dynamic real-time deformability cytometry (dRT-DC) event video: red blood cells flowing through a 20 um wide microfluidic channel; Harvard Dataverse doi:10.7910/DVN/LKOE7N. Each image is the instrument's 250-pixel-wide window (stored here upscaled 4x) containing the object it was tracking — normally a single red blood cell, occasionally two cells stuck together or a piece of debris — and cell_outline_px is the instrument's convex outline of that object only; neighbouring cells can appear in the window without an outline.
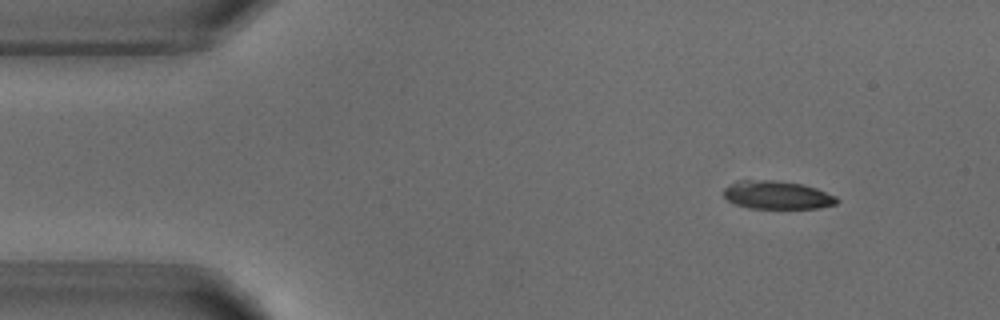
{"species": "common noctule bat (a hibernating species)", "species_latin": "Nyctalus noctula", "temperature_condition": "warm", "stored_images_in_passage": 3, "camera_frame_rate_fps": 3000, "um_per_image_px": 0.085, "animal": {"sex": "male", "body_mass_g": 18.8}, "frame": {"image": 1, "passage_image": 1, "time_ms": 0.0, "image_size_px": [1000, 320], "cell_outline_px": [[840, 200], [836, 204], [820, 208], [748, 208], [736, 204], [728, 200], [724, 196], [724, 188], [736, 180], [776, 180], [800, 184], [816, 188], [836, 196]], "centroid_in_image_um": [66.06, 16.57], "position_along_channel_um": 18.9, "area_um2": 18.61}}